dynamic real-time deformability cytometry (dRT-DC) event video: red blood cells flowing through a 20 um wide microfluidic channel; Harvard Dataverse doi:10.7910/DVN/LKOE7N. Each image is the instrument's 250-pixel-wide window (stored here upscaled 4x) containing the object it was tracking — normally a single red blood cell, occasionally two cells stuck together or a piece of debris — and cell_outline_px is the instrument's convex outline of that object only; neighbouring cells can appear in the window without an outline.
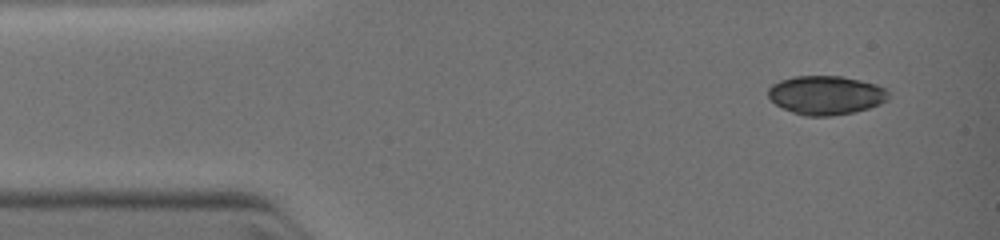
{"species": "common noctule bat (a hibernating species)", "species_latin": "Nyctalus noctula", "temperature_condition": "warm", "stored_images_in_passage": 6, "camera_frame_rate_fps": 3000, "um_per_image_px": 0.085, "animal": {"sex": "female", "body_mass_g": 19.0, "forearm_length_mm": 51.5}, "frame": {"image": 1, "passage_image": 1, "time_ms": 0.0, "image_size_px": [1000, 240], "cell_outline_px": [[892, 96], [888, 100], [880, 104], [868, 108], [852, 112], [828, 116], [804, 116], [792, 112], [776, 104], [768, 96], [768, 88], [772, 84], [780, 80], [792, 76], [844, 76], [876, 84], [888, 88]], "centroid_in_image_um": [70.25, 8.07], "position_along_channel_um": 14.8, "area_um2": 27.51}}
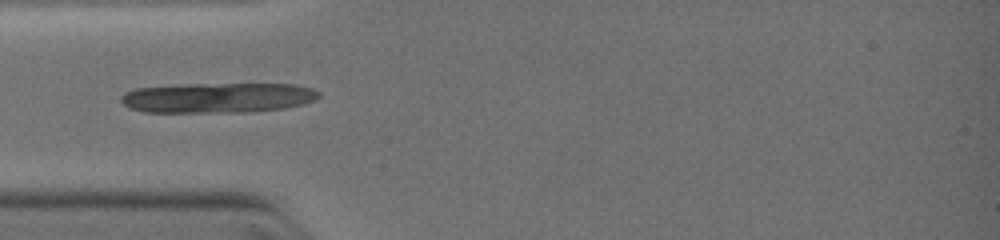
{"frame": {"image": 2, "passage_image": 4, "time_ms": 2.667, "image_size_px": [1000, 240], "cell_outline_px": [[320, 96], [316, 100], [304, 104], [284, 108], [244, 112], [144, 112], [128, 108], [120, 100], [120, 96], [124, 92], [136, 88], [180, 84], [292, 84], [312, 88], [320, 92]], "centroid_in_image_um": [18.49, 8.3], "position_along_channel_um": 66.5, "area_um2": 34.97}}
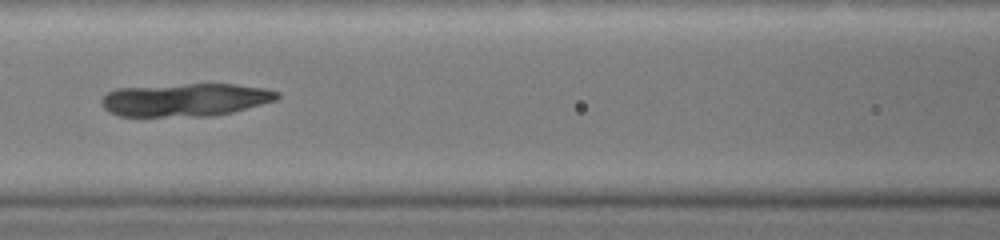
{"frame": {"image": 3, "passage_image": 6, "time_ms": 4.333, "image_size_px": [1000, 240], "cell_outline_px": [[280, 96], [276, 100], [232, 112], [212, 116], [120, 116], [108, 112], [104, 108], [100, 100], [108, 92], [116, 88], [188, 84], [236, 84], [264, 88], [280, 92]], "centroid_in_image_um": [15.75, 8.48], "position_along_channel_um": 150.9, "area_um2": 33.76}}